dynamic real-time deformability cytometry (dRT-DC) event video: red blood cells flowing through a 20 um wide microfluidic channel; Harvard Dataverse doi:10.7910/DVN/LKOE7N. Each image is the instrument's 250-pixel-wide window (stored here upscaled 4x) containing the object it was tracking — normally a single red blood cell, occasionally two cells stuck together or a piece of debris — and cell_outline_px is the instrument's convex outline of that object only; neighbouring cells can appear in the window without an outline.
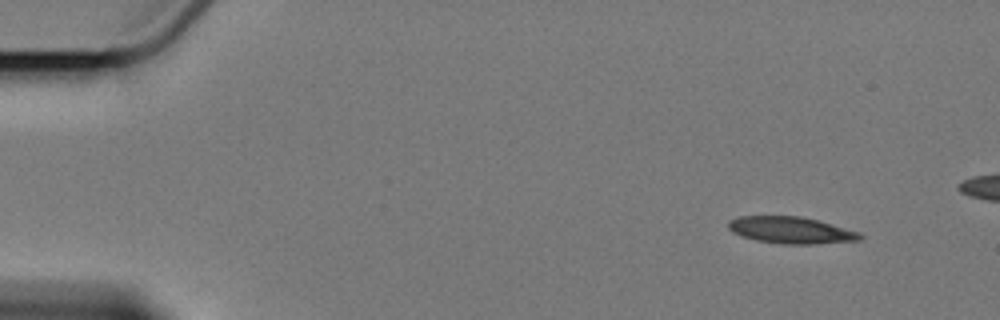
{"species": "Egyptian fruit bat (a non-hibernating species)", "species_latin": "Rousettus aegyptiacus", "temperature_condition": "cold", "stored_images_in_passage": 5, "camera_frame_rate_fps": 3000, "um_per_image_px": 0.085, "animal": {"sex": "female"}, "frame": {"image": 1, "passage_image": 1, "time_ms": 0.0, "image_size_px": [1000, 320], "cell_outline_px": [[864, 236], [860, 240], [812, 244], [780, 244], [756, 240], [732, 232], [728, 228], [728, 220], [740, 216], [800, 216], [820, 220], [860, 232]], "centroid_in_image_um": [67.25, 19.56], "position_along_channel_um": 17.7, "area_um2": 20.63}}